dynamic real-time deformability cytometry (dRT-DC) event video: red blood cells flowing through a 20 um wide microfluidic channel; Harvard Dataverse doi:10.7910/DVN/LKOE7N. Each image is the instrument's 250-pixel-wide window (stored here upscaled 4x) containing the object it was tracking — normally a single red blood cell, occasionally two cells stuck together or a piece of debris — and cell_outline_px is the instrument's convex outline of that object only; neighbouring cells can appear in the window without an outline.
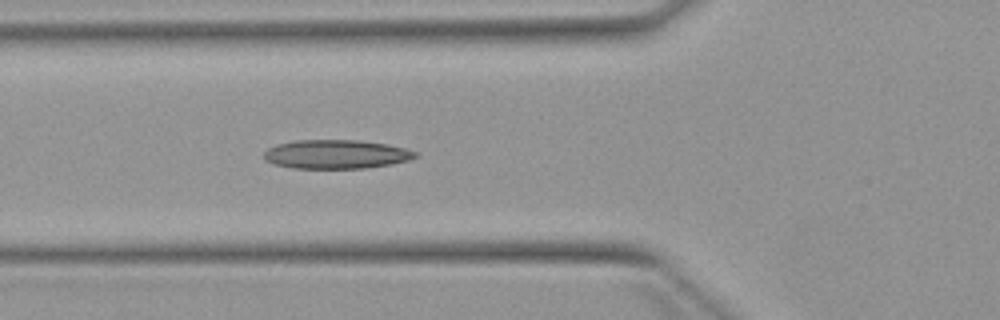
{"species": "Egyptian fruit bat (a non-hibernating species)", "species_latin": "Rousettus aegyptiacus", "temperature_condition": "warm", "stored_images_in_passage": 6, "camera_frame_rate_fps": 3000, "um_per_image_px": 0.085, "animal": {"sex": "female"}, "frame": {"image": 1, "passage_image": 6, "time_ms": 5.667, "image_size_px": [1000, 320], "cell_outline_px": [[420, 156], [408, 160], [392, 164], [364, 168], [292, 168], [272, 164], [264, 160], [264, 152], [268, 148], [276, 144], [296, 140], [360, 140], [388, 144], [404, 148], [416, 152]], "centroid_in_image_um": [28.56, 13.11], "position_along_channel_um": 97.2, "area_um2": 25.66}}